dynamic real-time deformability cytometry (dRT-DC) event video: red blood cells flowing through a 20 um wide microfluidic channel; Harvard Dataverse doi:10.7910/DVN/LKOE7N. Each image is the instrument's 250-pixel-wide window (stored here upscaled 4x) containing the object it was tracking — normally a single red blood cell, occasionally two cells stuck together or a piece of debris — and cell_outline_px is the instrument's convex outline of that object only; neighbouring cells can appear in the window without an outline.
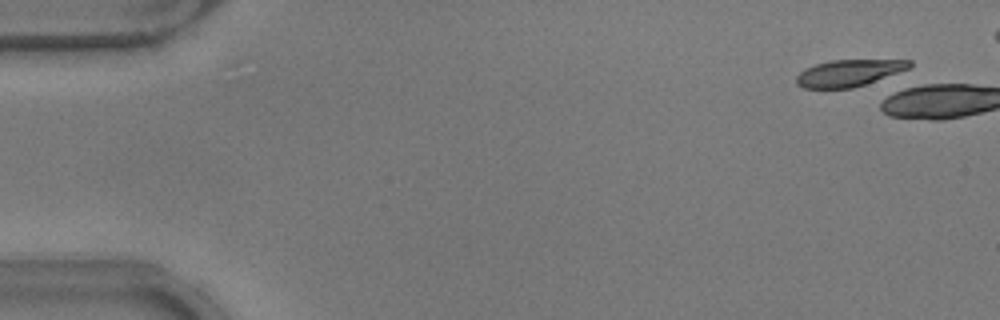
{"species": "common noctule bat (a hibernating species)", "species_latin": "Nyctalus noctula", "temperature_condition": "warm", "stored_images_in_passage": 3, "camera_frame_rate_fps": 3000, "um_per_image_px": 0.085, "animal": {"sex": "male", "body_mass_g": 17.9}, "frame": {"image": 1, "passage_image": 1, "time_ms": 0.0, "image_size_px": [1000, 320], "cell_outline_px": [[912, 64], [908, 68], [864, 84], [852, 88], [804, 88], [796, 84], [796, 76], [804, 68], [816, 64], [832, 60], [912, 60]], "centroid_in_image_um": [72.09, 6.2], "position_along_channel_um": 12.9, "area_um2": 17.28}}